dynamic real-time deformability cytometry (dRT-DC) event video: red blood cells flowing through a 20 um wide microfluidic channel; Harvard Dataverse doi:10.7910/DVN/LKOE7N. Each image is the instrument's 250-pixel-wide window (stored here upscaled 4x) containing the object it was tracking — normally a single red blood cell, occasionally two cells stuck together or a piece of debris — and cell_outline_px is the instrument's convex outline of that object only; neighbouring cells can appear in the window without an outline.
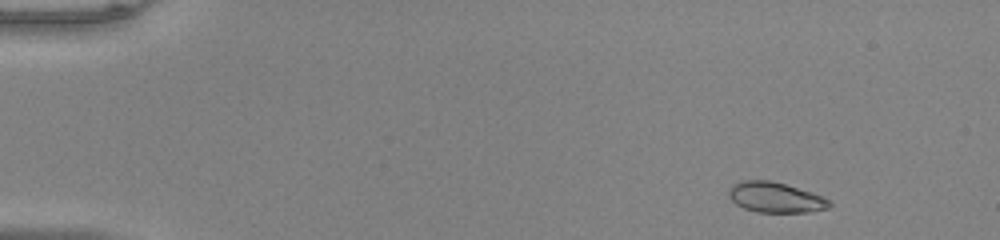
{"species": "common noctule bat (a hibernating species)", "species_latin": "Nyctalus noctula", "temperature_condition": "warm", "stored_images_in_passage": 49, "camera_frame_rate_fps": 3000, "um_per_image_px": 0.085, "animal": {"sex": "male", "body_mass_g": 20.0, "forearm_length_mm": 53.3}, "frame": {"image": 1, "passage_image": 3, "time_ms": 0.667, "image_size_px": [1000, 240], "cell_outline_px": [[832, 204], [828, 208], [808, 212], [756, 212], [744, 208], [736, 204], [728, 196], [728, 192], [732, 184], [744, 180], [768, 180], [784, 184], [812, 192], [824, 196]], "centroid_in_image_um": [65.9, 16.78], "position_along_channel_um": 19.1, "area_um2": 17.74}}
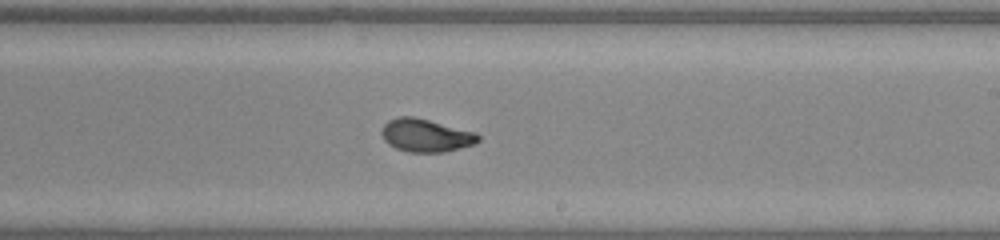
{"frame": {"image": 2, "passage_image": 29, "time_ms": 9.333, "image_size_px": [1000, 240], "cell_outline_px": [[480, 140], [472, 144], [444, 152], [408, 152], [396, 148], [388, 144], [384, 140], [380, 132], [384, 124], [388, 120], [396, 116], [412, 116], [476, 132], [480, 136]], "centroid_in_image_um": [36.15, 11.5], "position_along_channel_um": 252.8, "area_um2": 18.5}}
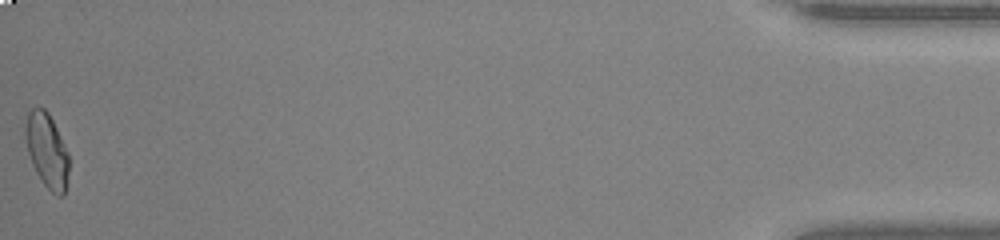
{"frame": {"image": 3, "passage_image": 49, "time_ms": 16.0, "image_size_px": [1000, 240], "cell_outline_px": [[68, 172], [64, 196], [56, 196], [44, 184], [36, 172], [32, 164], [28, 152], [24, 136], [24, 128], [28, 112], [32, 108], [44, 108], [48, 112], [68, 152]], "centroid_in_image_um": [3.97, 12.79], "position_along_channel_um": 431.2, "area_um2": 18.73}, "authors_computed_cell_mechanics": {"area_um2": 18.2648, "velocity_mm_per_s": 4.0566, "shape_relaxation_time_tau1_ms": 5.7221, "shape_relaxation_time_tau2_ms": 0.8553, "deformation_change_tau1": 0.2347, "deformation_change_tau2": 0.0579}}